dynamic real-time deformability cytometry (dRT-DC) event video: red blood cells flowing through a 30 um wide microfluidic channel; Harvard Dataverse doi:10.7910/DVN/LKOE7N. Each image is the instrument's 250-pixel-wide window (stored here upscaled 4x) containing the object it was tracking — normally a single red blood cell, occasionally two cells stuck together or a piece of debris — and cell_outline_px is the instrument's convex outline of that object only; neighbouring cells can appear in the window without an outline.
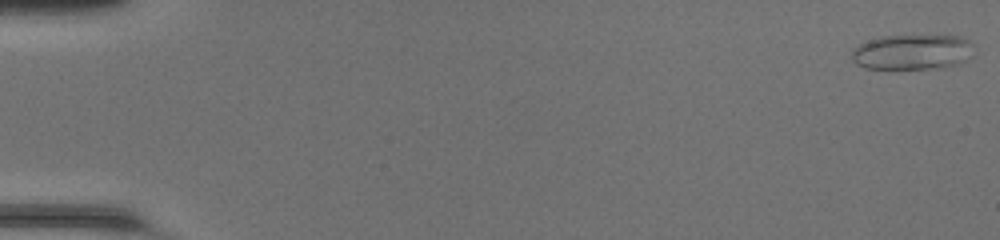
{"species": "common noctule bat (a hibernating species)", "species_latin": "Nyctalus noctula", "temperature_condition": "room temperature", "stored_images_in_passage": 49, "camera_frame_rate_fps": 3000, "um_per_image_px": 0.085, "animal": {"sex": "female", "body_mass_g": 20.0, "forearm_length_mm": 54.0}, "frame": {"image": 1, "passage_image": 1, "time_ms": 0.0, "image_size_px": [1000, 240], "cell_outline_px": [[976, 52], [972, 56], [956, 64], [944, 68], [864, 68], [856, 64], [852, 60], [852, 48], [868, 40], [880, 36], [960, 36], [968, 40], [972, 44]], "centroid_in_image_um": [77.56, 4.42], "position_along_channel_um": 7.4, "area_um2": 25.14}}
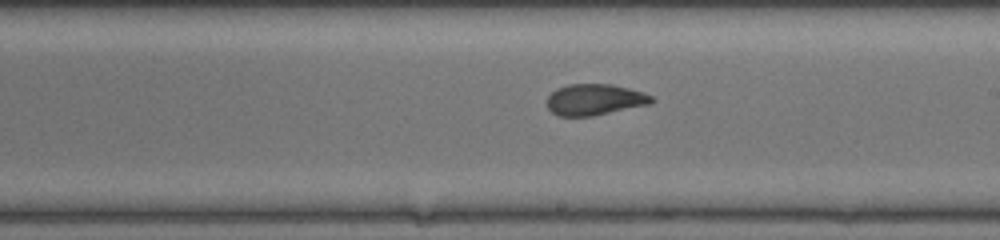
{"frame": {"image": 2, "passage_image": 29, "time_ms": 9.333, "image_size_px": [1000, 240], "cell_outline_px": [[656, 100], [652, 104], [592, 116], [560, 116], [552, 112], [548, 108], [548, 96], [556, 88], [568, 84], [612, 84], [644, 92], [652, 96]], "centroid_in_image_um": [50.59, 8.46], "position_along_channel_um": 238.4, "area_um2": 19.13}}
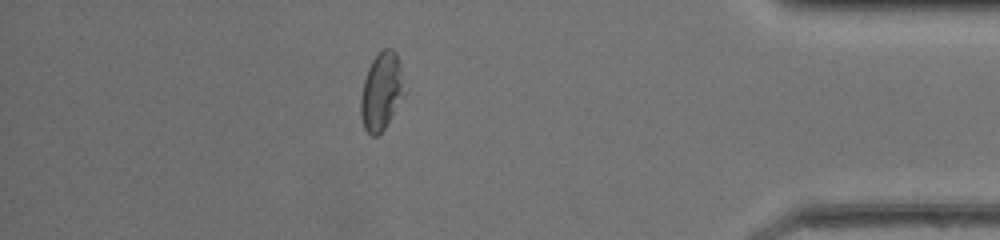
{"frame": {"image": 3, "passage_image": 43, "time_ms": 14.0, "image_size_px": [1000, 240], "cell_outline_px": [[408, 92], [384, 128], [376, 136], [372, 136], [364, 128], [360, 116], [360, 96], [364, 80], [368, 68], [372, 60], [384, 48], [392, 48], [396, 52], [408, 88]], "centroid_in_image_um": [32.47, 7.75], "position_along_channel_um": 402.7, "area_um2": 20.29}, "authors_computed_cell_mechanics": {"area_um2": 20.1722, "velocity_mm_per_s": 4.2988, "shape_relaxation_time_tau1_ms": 7.3213, "shape_relaxation_time_tau2_ms": 1.2438, "deformation_change_tau1": 0.1793, "deformation_change_tau2": 0.0654}}